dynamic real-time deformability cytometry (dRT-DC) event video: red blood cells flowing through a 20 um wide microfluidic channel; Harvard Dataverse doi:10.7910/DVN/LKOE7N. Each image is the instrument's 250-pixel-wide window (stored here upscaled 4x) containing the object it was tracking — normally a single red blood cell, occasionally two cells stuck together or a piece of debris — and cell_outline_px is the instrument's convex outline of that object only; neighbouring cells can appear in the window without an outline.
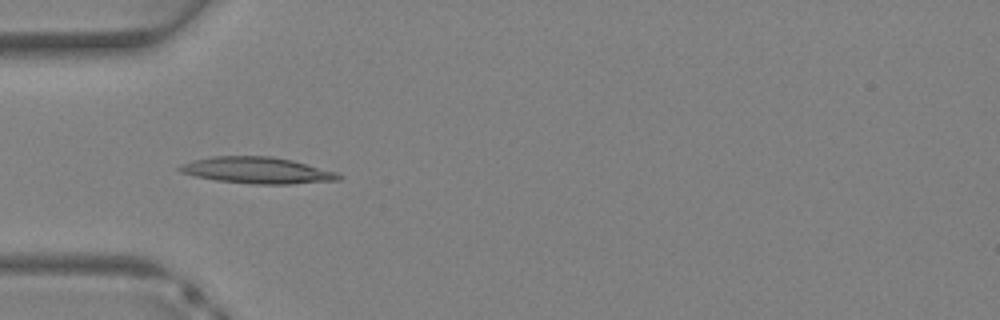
{"species": "Egyptian fruit bat (a non-hibernating species)", "species_latin": "Rousettus aegyptiacus", "temperature_condition": "warm", "stored_images_in_passage": 34, "camera_frame_rate_fps": 3000, "um_per_image_px": 0.085, "animal": {"sex": "female"}, "frame": {"image": 1, "passage_image": 8, "time_ms": 2.333, "image_size_px": [1000, 320], "cell_outline_px": [[344, 176], [340, 180], [292, 184], [256, 184], [216, 180], [196, 176], [180, 172], [176, 168], [180, 164], [192, 160], [212, 156], [272, 156], [292, 160], [336, 172]], "centroid_in_image_um": [21.85, 14.47], "position_along_channel_um": 63.2, "area_um2": 24.51}}
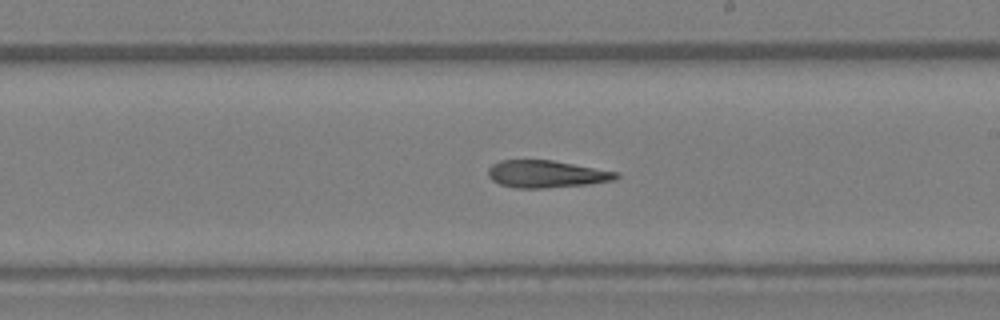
{"frame": {"image": 2, "passage_image": 18, "time_ms": 5.667, "image_size_px": [1000, 320], "cell_outline_px": [[620, 176], [616, 180], [588, 184], [544, 188], [516, 188], [500, 184], [492, 180], [488, 176], [488, 168], [492, 164], [500, 160], [552, 160], [620, 172]], "centroid_in_image_um": [46.46, 14.79], "position_along_channel_um": 242.5, "area_um2": 20.46}}
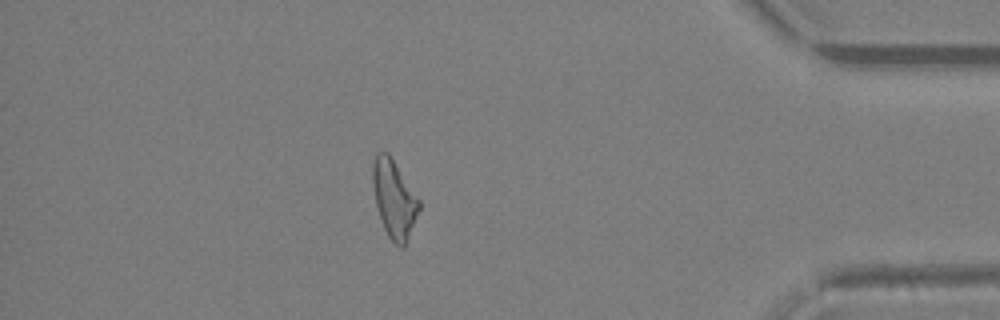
{"frame": {"image": 3, "passage_image": 29, "time_ms": 9.333, "image_size_px": [1000, 320], "cell_outline_px": [[420, 208], [404, 248], [400, 248], [388, 236], [384, 228], [376, 204], [372, 180], [372, 164], [376, 152], [388, 152], [420, 200]], "centroid_in_image_um": [33.5, 16.89], "position_along_channel_um": 401.7, "area_um2": 20.81}}